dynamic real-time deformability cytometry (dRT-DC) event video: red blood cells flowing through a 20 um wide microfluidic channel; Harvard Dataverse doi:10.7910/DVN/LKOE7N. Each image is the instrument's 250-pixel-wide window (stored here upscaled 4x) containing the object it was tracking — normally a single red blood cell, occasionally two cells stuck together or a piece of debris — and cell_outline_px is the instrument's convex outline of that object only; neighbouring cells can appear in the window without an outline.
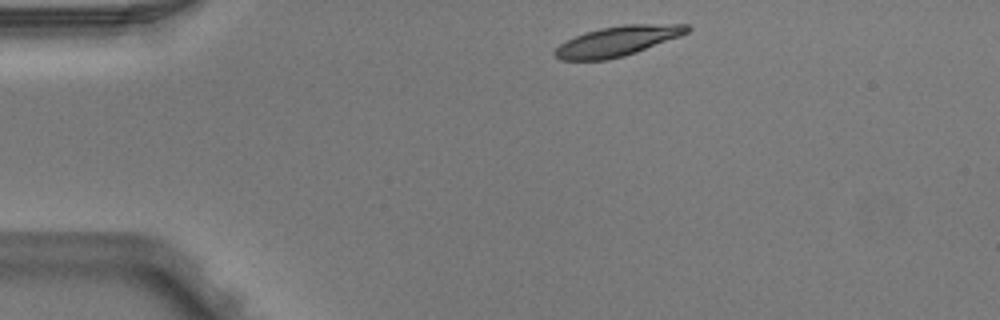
{"species": "Egyptian fruit bat (a non-hibernating species)", "species_latin": "Rousettus aegyptiacus", "temperature_condition": "warm", "stored_images_in_passage": 2, "camera_frame_rate_fps": 3000, "um_per_image_px": 0.085, "animal": {"sex": "male"}, "frame": {"image": 1, "passage_image": 1, "time_ms": 0.0, "image_size_px": [1000, 320], "cell_outline_px": [[692, 28], [688, 32], [680, 36], [636, 52], [624, 56], [604, 60], [560, 60], [552, 52], [560, 44], [584, 32], [600, 28], [624, 24], [688, 24]], "centroid_in_image_um": [52.49, 3.49], "position_along_channel_um": 32.5, "area_um2": 23.0}}